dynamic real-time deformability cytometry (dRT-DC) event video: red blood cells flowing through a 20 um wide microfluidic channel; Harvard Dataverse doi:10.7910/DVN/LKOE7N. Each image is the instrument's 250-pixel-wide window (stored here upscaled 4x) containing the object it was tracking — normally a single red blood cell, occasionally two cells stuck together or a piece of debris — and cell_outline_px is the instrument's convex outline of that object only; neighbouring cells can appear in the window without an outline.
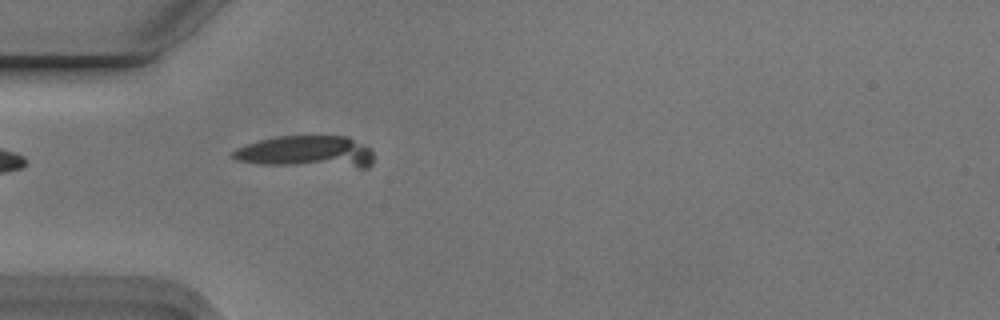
{"species": "Egyptian fruit bat (a non-hibernating species)", "species_latin": "Rousettus aegyptiacus", "temperature_condition": "cold", "stored_images_in_passage": 1, "camera_frame_rate_fps": 3000, "um_per_image_px": 0.085, "animal": {"sex": "male"}, "frame": {"image": 1, "passage_image": 1, "time_ms": 0.0, "image_size_px": [1000, 320], "cell_outline_px": [[372, 164], [368, 168], [360, 168], [260, 164], [236, 160], [232, 156], [232, 152], [236, 148], [260, 140], [280, 136], [348, 136], [368, 148], [372, 152]], "centroid_in_image_um": [26.07, 12.92], "position_along_channel_um": 58.9, "area_um2": 26.18}}